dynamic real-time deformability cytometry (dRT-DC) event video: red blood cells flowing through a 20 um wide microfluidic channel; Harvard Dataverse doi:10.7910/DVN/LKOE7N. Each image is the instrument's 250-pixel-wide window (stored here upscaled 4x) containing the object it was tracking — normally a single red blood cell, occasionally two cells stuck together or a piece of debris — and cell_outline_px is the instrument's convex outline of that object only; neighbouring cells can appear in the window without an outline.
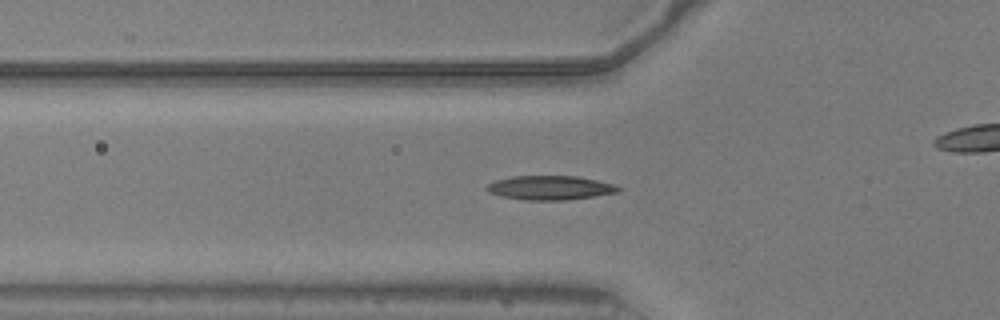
{"species": "common noctule bat (a hibernating species)", "species_latin": "Nyctalus noctula", "temperature_condition": "warm", "stored_images_in_passage": 53, "camera_frame_rate_fps": 3000, "um_per_image_px": 0.085, "animal": {"sex": "male", "body_mass_g": 20.5, "forearm_length_mm": 52.5}, "frame": {"image": 1, "passage_image": 19, "time_ms": 6.0, "image_size_px": [1000, 320], "cell_outline_px": [[620, 192], [568, 200], [524, 200], [500, 196], [488, 192], [484, 188], [488, 184], [496, 180], [512, 176], [576, 176], [616, 184], [620, 188]], "centroid_in_image_um": [46.75, 15.96], "position_along_channel_um": 79.0, "area_um2": 18.61}}
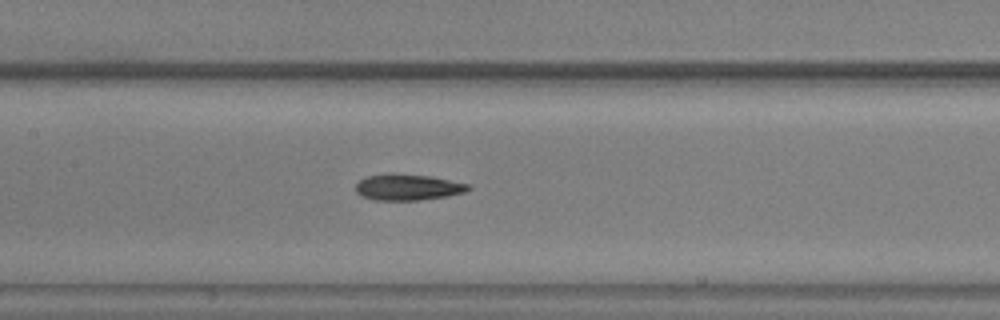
{"frame": {"image": 2, "passage_image": 26, "time_ms": 8.333, "image_size_px": [1000, 320], "cell_outline_px": [[472, 188], [464, 192], [448, 196], [420, 200], [376, 200], [360, 196], [356, 192], [356, 184], [360, 180], [368, 176], [388, 172], [392, 172], [432, 176], [468, 184]], "centroid_in_image_um": [34.64, 15.9], "position_along_channel_um": 172.8, "area_um2": 17.4}}
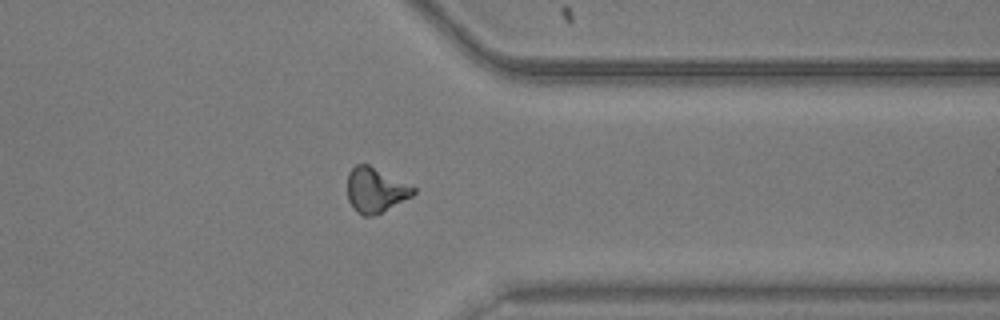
{"frame": {"image": 3, "passage_image": 42, "time_ms": 13.667, "image_size_px": [1000, 320], "cell_outline_px": [[416, 192], [412, 196], [372, 216], [364, 216], [356, 212], [348, 200], [348, 172], [356, 164], [368, 164], [416, 188]], "centroid_in_image_um": [31.89, 16.15], "position_along_channel_um": 379.5, "area_um2": 16.94}, "authors_computed_cell_mechanics": {"area_um2": 16.762, "velocity_mm_per_s": 3.9529, "shape_relaxation_time_tau1_ms": 5.2835, "shape_relaxation_time_tau2_ms": 3.0864, "deformation_change_tau1": 0.1582, "deformation_change_tau2": 0.1157}}